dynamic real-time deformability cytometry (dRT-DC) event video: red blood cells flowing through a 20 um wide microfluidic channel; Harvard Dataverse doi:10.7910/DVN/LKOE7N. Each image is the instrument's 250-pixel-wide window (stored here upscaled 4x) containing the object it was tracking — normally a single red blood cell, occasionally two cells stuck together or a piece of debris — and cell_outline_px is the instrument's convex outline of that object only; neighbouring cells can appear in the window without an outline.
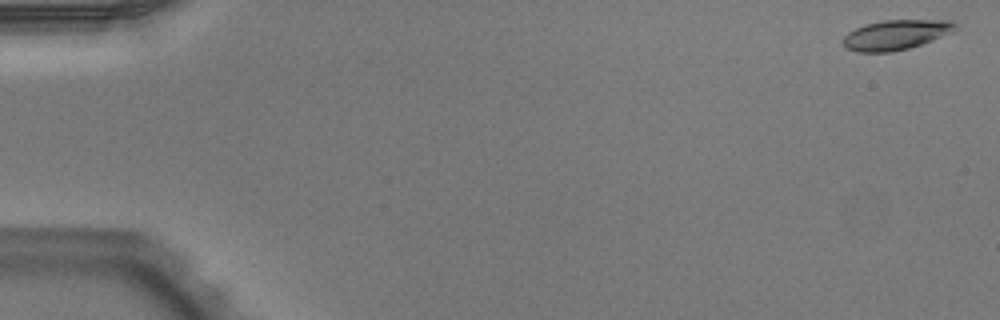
{"species": "Egyptian fruit bat (a non-hibernating species)", "species_latin": "Rousettus aegyptiacus", "temperature_condition": "warm", "stored_images_in_passage": 3, "camera_frame_rate_fps": 3000, "um_per_image_px": 0.085, "animal": {"sex": "male"}, "frame": {"image": 1, "passage_image": 2, "time_ms": 0.333, "image_size_px": [1000, 320], "cell_outline_px": [[956, 28], [952, 32], [932, 40], [908, 48], [892, 52], [856, 52], [844, 48], [840, 44], [840, 40], [848, 32], [856, 28], [868, 24], [884, 20], [948, 20], [956, 24]], "centroid_in_image_um": [76.07, 2.97], "position_along_channel_um": 8.9, "area_um2": 19.54}}